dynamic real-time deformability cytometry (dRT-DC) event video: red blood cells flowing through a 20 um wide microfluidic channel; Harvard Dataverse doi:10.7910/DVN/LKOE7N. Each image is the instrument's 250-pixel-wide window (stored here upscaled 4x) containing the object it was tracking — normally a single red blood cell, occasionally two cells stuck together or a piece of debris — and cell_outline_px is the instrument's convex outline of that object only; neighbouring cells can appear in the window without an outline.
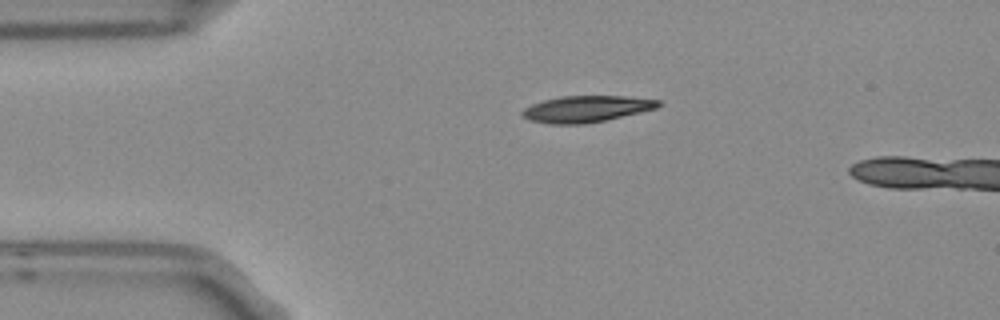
{"species": "Egyptian fruit bat (a non-hibernating species)", "species_latin": "Rousettus aegyptiacus", "temperature_condition": "room temperature", "stored_images_in_passage": 3, "camera_frame_rate_fps": 3000, "um_per_image_px": 0.085, "frame": {"image": 1, "passage_image": 1, "time_ms": 0.0, "image_size_px": [1000, 320], "cell_outline_px": [[660, 104], [656, 108], [640, 112], [604, 120], [584, 124], [548, 124], [532, 120], [520, 116], [520, 112], [524, 108], [532, 104], [544, 100], [560, 96], [624, 96], [660, 100]], "centroid_in_image_um": [49.79, 9.26], "position_along_channel_um": 35.2, "area_um2": 20.81}}